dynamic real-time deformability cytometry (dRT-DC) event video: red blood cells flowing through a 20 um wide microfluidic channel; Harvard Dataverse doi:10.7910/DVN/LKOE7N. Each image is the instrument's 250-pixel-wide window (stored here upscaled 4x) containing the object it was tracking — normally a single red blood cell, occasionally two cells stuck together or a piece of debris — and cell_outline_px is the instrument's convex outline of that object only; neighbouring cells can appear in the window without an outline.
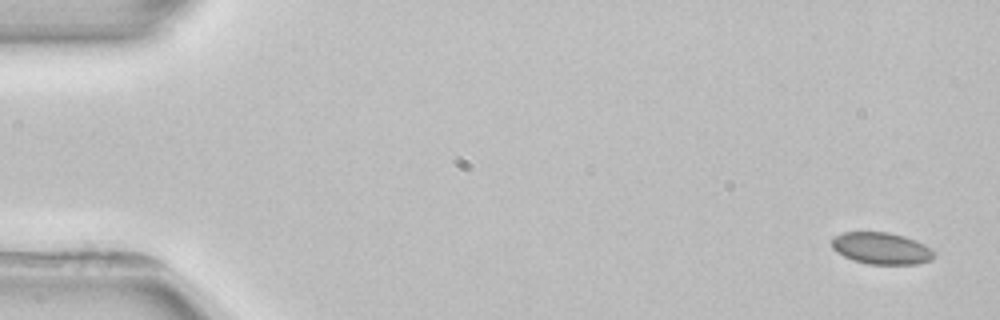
{"species": "common noctule bat (a hibernating species)", "species_latin": "Nyctalus noctula", "temperature_condition": "room temperature", "stored_images_in_passage": 5, "segment_of_instrument_passage": [2, 2], "camera_frame_rate_fps": 3000, "um_per_image_px": 0.085, "animal": {"sex": "female", "body_mass_g": 22.7, "forearm_length_mm": 54.2}, "frame": {"image": 1, "passage_image": 5, "time_ms": 5.0, "image_size_px": [1000, 320], "cell_outline_px": [[936, 256], [932, 260], [916, 264], [868, 264], [852, 260], [836, 252], [832, 248], [832, 240], [836, 236], [844, 232], [888, 232], [904, 236], [924, 244], [932, 248], [936, 252]], "centroid_in_image_um": [74.95, 21.12], "position_along_channel_um": 10.0, "area_um2": 19.07}}